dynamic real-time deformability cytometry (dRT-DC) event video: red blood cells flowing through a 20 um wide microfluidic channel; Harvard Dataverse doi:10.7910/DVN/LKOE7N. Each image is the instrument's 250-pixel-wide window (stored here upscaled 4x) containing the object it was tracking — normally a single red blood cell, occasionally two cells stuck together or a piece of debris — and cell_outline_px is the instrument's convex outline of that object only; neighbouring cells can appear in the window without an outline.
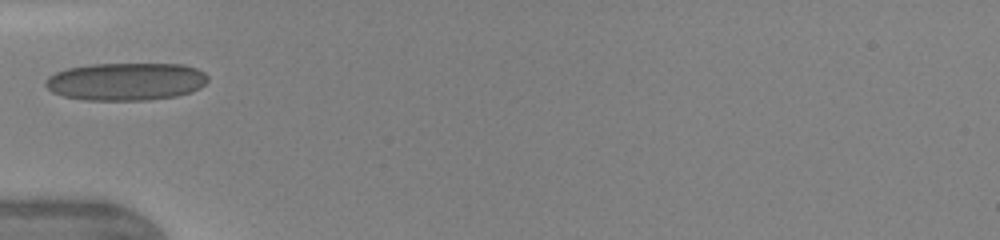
{"species": "human", "species_latin": "Homo sapiens", "temperature_condition": "warm", "stored_images_in_passage": 46, "camera_frame_rate_fps": 3000, "um_per_image_px": 0.085, "donor": {"sex": "female"}, "frame": {"image": 1, "passage_image": 1, "time_ms": 0.0, "image_size_px": [1000, 240], "cell_outline_px": [[208, 80], [200, 88], [192, 92], [176, 96], [148, 100], [84, 100], [64, 96], [52, 92], [44, 84], [44, 80], [48, 76], [56, 72], [68, 68], [92, 64], [184, 64], [196, 68], [204, 72], [208, 76]], "centroid_in_image_um": [10.71, 6.93], "position_along_channel_um": 74.3, "area_um2": 35.89}}
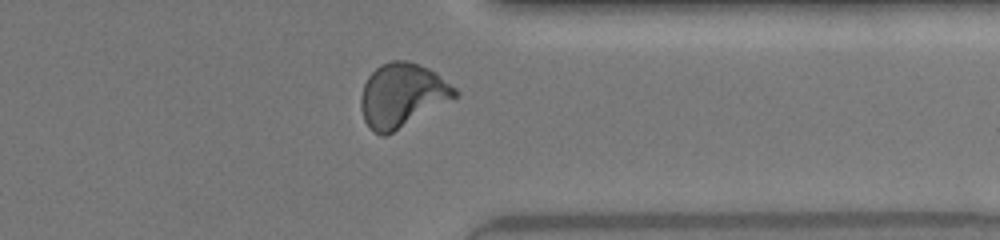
{"frame": {"image": 2, "passage_image": 32, "time_ms": 7.0, "image_size_px": [1000, 240], "cell_outline_px": [[460, 96], [392, 132], [384, 136], [380, 136], [372, 132], [368, 128], [364, 120], [360, 108], [360, 96], [364, 84], [368, 76], [380, 64], [392, 60], [408, 60], [428, 68], [456, 88], [460, 92]], "centroid_in_image_um": [34.16, 8.1], "position_along_channel_um": 377.2, "area_um2": 35.14}, "authors_computed_cell_mechanics": {"area_um2": 32.9749, "velocity_mm_per_s": 4.3465, "shape_relaxation_time_tau1_ms": 4.7933, "shape_relaxation_time_tau2_ms": 0.6299, "deformation_change_tau1": 0.1711, "deformation_change_tau2": 0.0605}}